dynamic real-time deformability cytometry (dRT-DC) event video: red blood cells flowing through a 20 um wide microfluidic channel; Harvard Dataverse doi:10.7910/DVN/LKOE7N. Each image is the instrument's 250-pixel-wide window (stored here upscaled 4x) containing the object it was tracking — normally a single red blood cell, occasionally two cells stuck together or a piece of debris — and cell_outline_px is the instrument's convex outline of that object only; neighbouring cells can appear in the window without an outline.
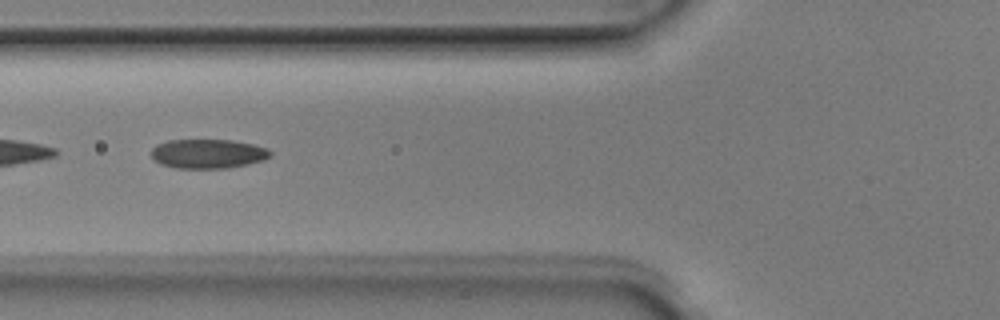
{"species": "Egyptian fruit bat (a non-hibernating species)", "species_latin": "Rousettus aegyptiacus", "temperature_condition": "room temperature", "stored_images_in_passage": 52, "camera_frame_rate_fps": 3000, "um_per_image_px": 0.085, "animal": {"sex": "male"}, "frame": {"image": 1, "passage_image": 20, "time_ms": 6.333, "image_size_px": [1000, 320], "cell_outline_px": [[272, 156], [264, 160], [248, 164], [228, 168], [176, 168], [160, 164], [152, 156], [152, 148], [156, 144], [168, 140], [232, 140], [252, 144], [268, 148], [272, 152]], "centroid_in_image_um": [17.7, 13.07], "position_along_channel_um": 108.1, "area_um2": 20.4}}
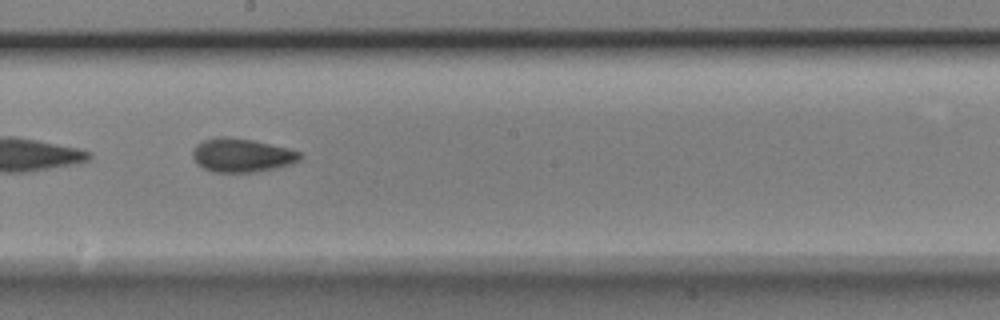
{"frame": {"image": 2, "passage_image": 29, "time_ms": 9.333, "image_size_px": [1000, 320], "cell_outline_px": [[304, 156], [300, 160], [292, 164], [276, 168], [256, 172], [212, 172], [196, 164], [192, 156], [192, 152], [196, 144], [204, 140], [220, 136], [224, 136], [252, 140], [288, 148], [300, 152]], "centroid_in_image_um": [20.56, 13.2], "position_along_channel_um": 227.6, "area_um2": 21.21}}
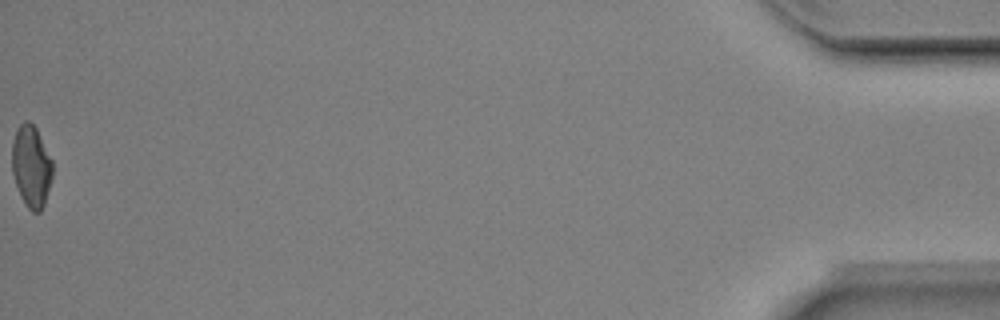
{"frame": {"image": 3, "passage_image": 52, "time_ms": 17.0, "image_size_px": [1000, 320], "cell_outline_px": [[52, 176], [44, 204], [40, 212], [32, 212], [28, 208], [20, 196], [12, 172], [12, 144], [16, 128], [24, 120], [28, 120], [36, 128], [52, 160]], "centroid_in_image_um": [2.64, 14.12], "position_along_channel_um": 432.6, "area_um2": 19.25}, "authors_computed_cell_mechanics": {"area_um2": 20.3456, "velocity_mm_per_s": 3.9829, "shape_relaxation_time_tau1_ms": 5.4427, "shape_relaxation_time_tau2_ms": 3.5952, "deformation_change_tau1": 0.1501, "deformation_change_tau2": 0.084}}